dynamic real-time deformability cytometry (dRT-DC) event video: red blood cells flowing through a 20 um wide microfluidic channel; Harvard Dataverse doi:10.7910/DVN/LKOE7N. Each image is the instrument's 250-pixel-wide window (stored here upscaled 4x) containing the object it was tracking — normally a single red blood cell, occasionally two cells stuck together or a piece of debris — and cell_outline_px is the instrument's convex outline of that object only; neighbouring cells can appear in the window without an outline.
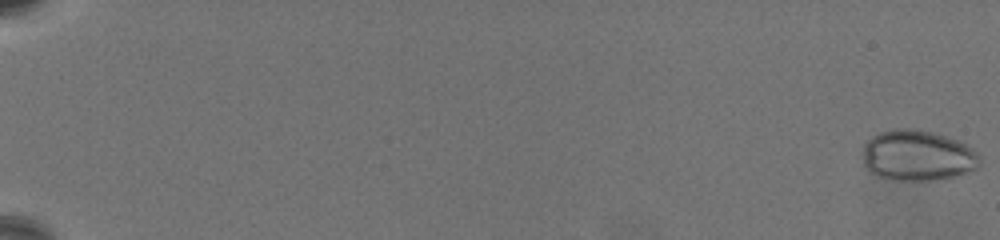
{"species": "common noctule bat (a hibernating species)", "species_latin": "Nyctalus noctula", "temperature_condition": "warm", "stored_images_in_passage": 67, "camera_frame_rate_fps": 3000, "um_per_image_px": 0.085, "animal": {"sex": "female", "body_mass_g": 19.5, "forearm_length_mm": 54.1}, "frame": {"image": 1, "passage_image": 1, "time_ms": 0.0, "image_size_px": [1000, 240], "cell_outline_px": [[980, 164], [976, 168], [952, 176], [932, 180], [888, 180], [876, 176], [868, 172], [864, 168], [864, 144], [872, 136], [880, 132], [896, 128], [920, 128], [936, 132], [960, 140], [972, 148], [980, 156]], "centroid_in_image_um": [77.97, 13.2], "position_along_channel_um": 7.0, "area_um2": 35.03}}
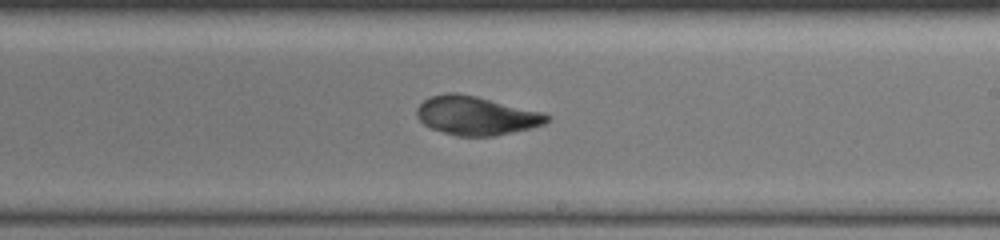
{"frame": {"image": 2, "passage_image": 44, "time_ms": 14.333, "image_size_px": [1000, 240], "cell_outline_px": [[552, 116], [544, 124], [532, 128], [496, 136], [456, 136], [432, 128], [424, 124], [416, 116], [416, 108], [424, 100], [432, 96], [448, 92], [456, 92], [476, 96], [544, 112]], "centroid_in_image_um": [40.5, 9.83], "position_along_channel_um": 248.5, "area_um2": 29.48}}
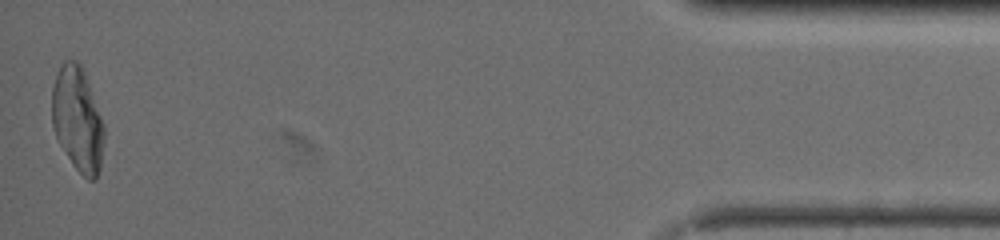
{"frame": {"image": 3, "passage_image": 67, "time_ms": 22.0, "image_size_px": [1000, 240], "cell_outline_px": [[104, 144], [100, 168], [96, 180], [88, 180], [72, 164], [60, 144], [56, 136], [52, 124], [52, 88], [60, 64], [64, 60], [76, 60], [80, 64], [84, 72], [104, 124]], "centroid_in_image_um": [6.6, 10.15], "position_along_channel_um": 428.6, "area_um2": 31.67}}